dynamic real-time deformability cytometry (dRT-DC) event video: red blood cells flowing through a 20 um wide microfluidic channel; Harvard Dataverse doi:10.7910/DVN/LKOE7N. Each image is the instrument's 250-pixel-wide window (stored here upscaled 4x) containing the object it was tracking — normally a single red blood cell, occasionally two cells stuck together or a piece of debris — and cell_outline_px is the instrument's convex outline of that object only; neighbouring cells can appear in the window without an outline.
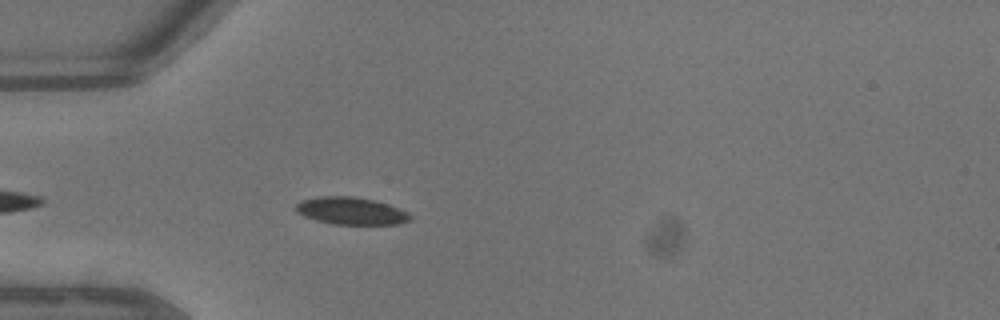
{"species": "common noctule bat (a hibernating species)", "species_latin": "Nyctalus noctula", "temperature_condition": "warm", "stored_images_in_passage": 22, "camera_frame_rate_fps": 3000, "um_per_image_px": 0.085, "animal": {"sex": "male", "body_mass_g": 13.3}, "frame": {"image": 1, "passage_image": 3, "time_ms": 0.667, "image_size_px": [1000, 320], "cell_outline_px": [[412, 220], [400, 224], [332, 224], [316, 220], [304, 216], [296, 212], [296, 204], [300, 200], [316, 196], [356, 196], [376, 200], [388, 204], [408, 212], [412, 216]], "centroid_in_image_um": [29.85, 17.92], "position_along_channel_um": 55.2, "area_um2": 18.5}}
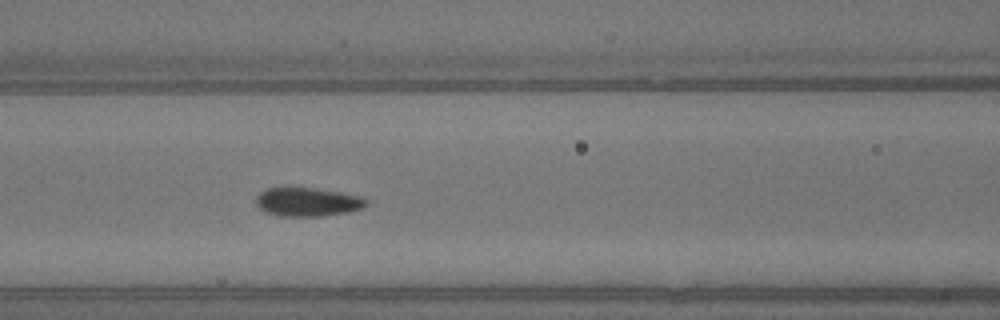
{"frame": {"image": 2, "passage_image": 9, "time_ms": 2.667, "image_size_px": [1000, 320], "cell_outline_px": [[368, 204], [364, 208], [348, 212], [320, 216], [280, 216], [268, 212], [260, 208], [256, 204], [256, 196], [260, 192], [268, 188], [288, 184], [316, 188], [364, 196], [368, 200]], "centroid_in_image_um": [26.15, 17.11], "position_along_channel_um": 140.4, "area_um2": 19.19}}
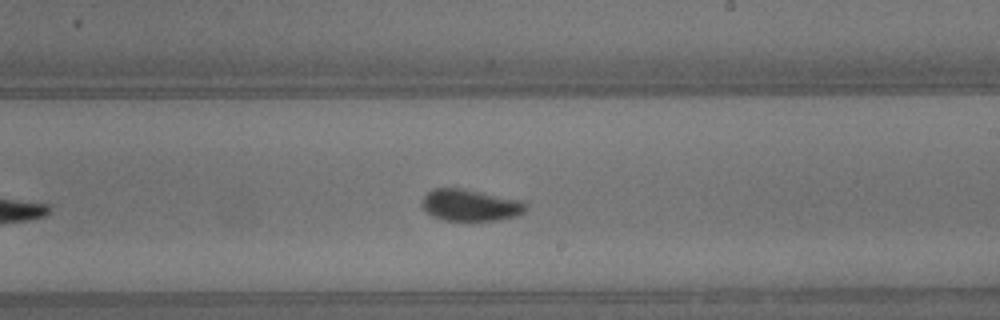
{"frame": {"image": 3, "passage_image": 16, "time_ms": 5.0, "image_size_px": [1000, 320], "cell_outline_px": [[528, 204], [524, 212], [516, 216], [496, 220], [444, 220], [432, 216], [420, 204], [424, 196], [432, 188], [460, 188], [524, 200]], "centroid_in_image_um": [39.99, 17.43], "position_along_channel_um": 249.0, "area_um2": 19.19}}